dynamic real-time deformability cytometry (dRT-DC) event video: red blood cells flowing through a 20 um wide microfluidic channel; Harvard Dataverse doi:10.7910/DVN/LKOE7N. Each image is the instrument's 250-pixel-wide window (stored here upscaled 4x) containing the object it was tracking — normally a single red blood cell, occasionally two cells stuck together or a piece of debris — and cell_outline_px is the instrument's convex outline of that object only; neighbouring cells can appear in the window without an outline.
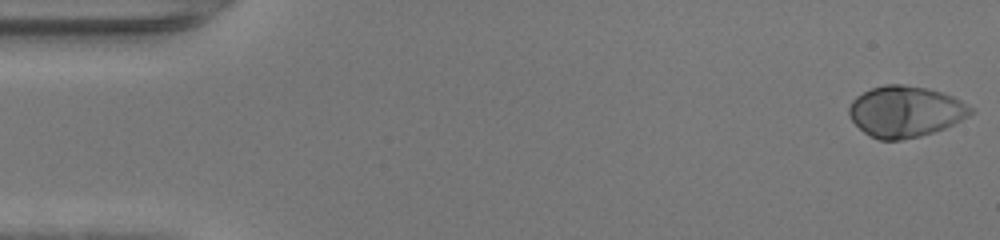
{"species": "human", "species_latin": "Homo sapiens", "temperature_condition": "warm", "stored_images_in_passage": 47, "camera_frame_rate_fps": 3000, "um_per_image_px": 0.085, "donor": {"sex": "female"}, "frame": {"image": 1, "passage_image": 1, "time_ms": 0.0, "image_size_px": [1000, 240], "cell_outline_px": [[972, 112], [968, 116], [944, 128], [920, 136], [900, 140], [880, 140], [864, 132], [852, 120], [848, 112], [848, 108], [852, 100], [856, 96], [872, 88], [884, 84], [904, 84], [924, 88], [940, 92], [952, 96], [960, 100], [972, 108]], "centroid_in_image_um": [76.92, 9.47], "position_along_channel_um": 8.1, "area_um2": 35.78}}
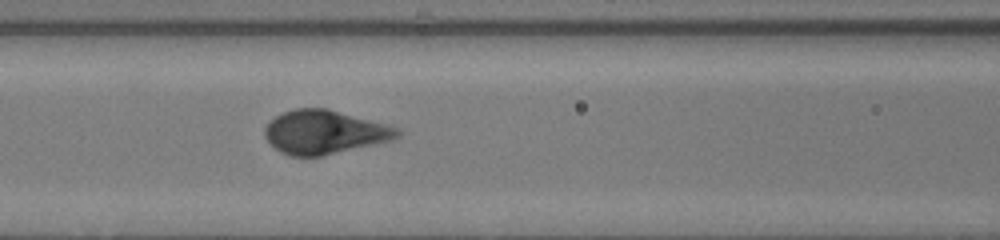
{"frame": {"image": 2, "passage_image": 20, "time_ms": 6.333, "image_size_px": [1000, 240], "cell_outline_px": [[400, 136], [392, 140], [320, 156], [292, 156], [280, 152], [264, 136], [264, 128], [276, 116], [284, 112], [296, 108], [328, 108], [388, 124], [400, 128]], "centroid_in_image_um": [27.61, 11.22], "position_along_channel_um": 139.0, "area_um2": 33.64}}
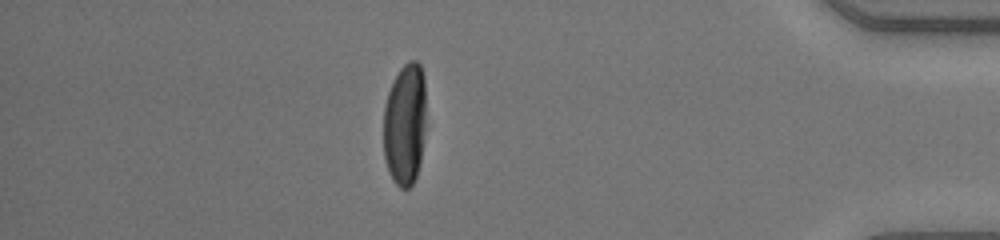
{"frame": {"image": 3, "passage_image": 41, "time_ms": 13.333, "image_size_px": [1000, 240], "cell_outline_px": [[424, 128], [420, 160], [416, 176], [412, 184], [408, 188], [400, 188], [392, 180], [384, 156], [384, 108], [388, 92], [400, 68], [408, 60], [416, 60], [420, 64], [424, 76]], "centroid_in_image_um": [34.4, 10.54], "position_along_channel_um": 400.8, "area_um2": 30.0}, "authors_computed_cell_mechanics": {"area_um2": 33.8708, "velocity_mm_per_s": 4.3736, "shape_relaxation_time_tau1_ms": 2.9129, "shape_relaxation_time_tau2_ms": null, "deformation_change_tau1": 0.2245, "deformation_change_tau2": null}}